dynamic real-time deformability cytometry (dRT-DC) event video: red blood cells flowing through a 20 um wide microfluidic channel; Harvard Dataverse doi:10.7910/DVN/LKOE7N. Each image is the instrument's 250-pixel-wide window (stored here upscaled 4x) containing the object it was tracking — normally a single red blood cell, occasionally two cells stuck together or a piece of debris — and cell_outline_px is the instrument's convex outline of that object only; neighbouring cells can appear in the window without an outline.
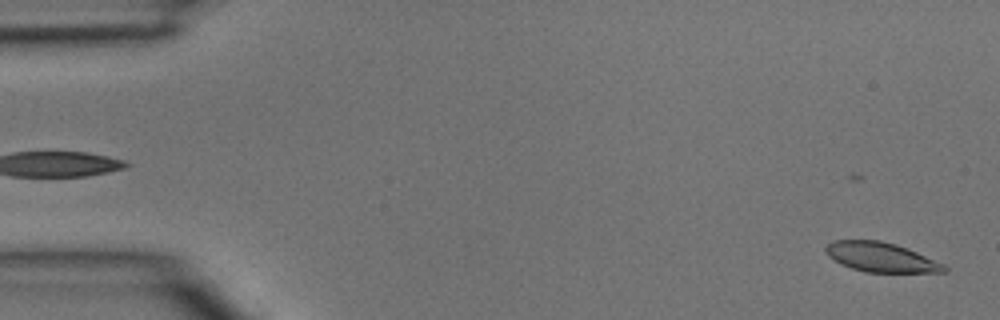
{"species": "common noctule bat (a hibernating species)", "species_latin": "Nyctalus noctula", "temperature_condition": "room temperature", "stored_images_in_passage": 46, "camera_frame_rate_fps": 3000, "um_per_image_px": 0.085, "animal": {"sex": "male", "body_mass_g": 15.6}, "frame": {"image": 1, "passage_image": 2, "time_ms": 0.333, "image_size_px": [1000, 320], "cell_outline_px": [[948, 272], [864, 272], [840, 264], [828, 256], [824, 252], [824, 248], [832, 240], [880, 240], [896, 244], [908, 248], [944, 264], [948, 268]], "centroid_in_image_um": [74.86, 21.85], "position_along_channel_um": 10.1, "area_um2": 20.52}}
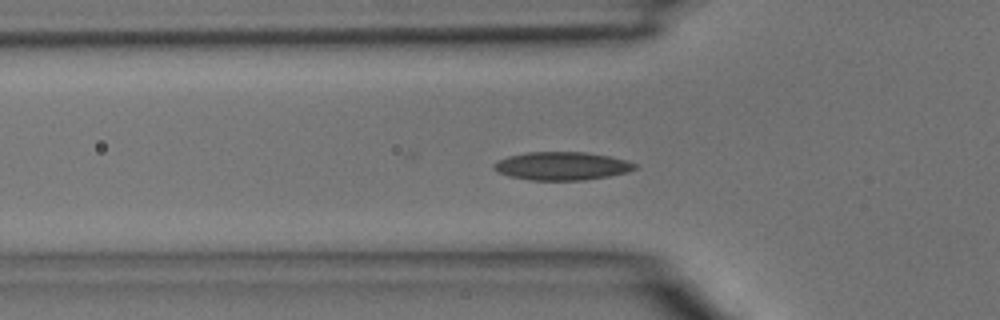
{"frame": {"image": 2, "passage_image": 15, "time_ms": 4.667, "image_size_px": [1000, 320], "cell_outline_px": [[636, 168], [628, 172], [608, 176], [584, 180], [532, 180], [508, 176], [492, 168], [492, 164], [508, 156], [528, 152], [584, 152], [608, 156], [628, 160], [636, 164]], "centroid_in_image_um": [47.76, 14.11], "position_along_channel_um": 78.0, "area_um2": 23.06}}
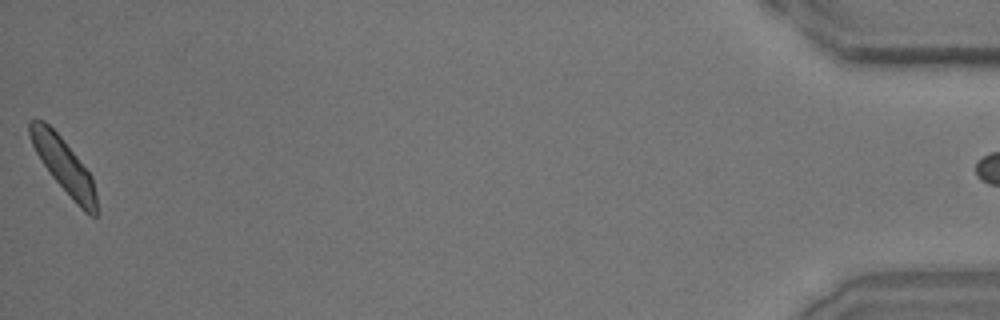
{"frame": {"image": 3, "passage_image": 45, "time_ms": 14.667, "image_size_px": [1000, 320], "cell_outline_px": [[100, 212], [96, 216], [92, 216], [84, 212], [76, 204], [52, 176], [40, 160], [32, 144], [28, 132], [28, 124], [32, 120], [44, 120], [60, 136], [92, 176], [96, 192]], "centroid_in_image_um": [5.46, 14.13], "position_along_channel_um": 429.7, "area_um2": 21.15}}